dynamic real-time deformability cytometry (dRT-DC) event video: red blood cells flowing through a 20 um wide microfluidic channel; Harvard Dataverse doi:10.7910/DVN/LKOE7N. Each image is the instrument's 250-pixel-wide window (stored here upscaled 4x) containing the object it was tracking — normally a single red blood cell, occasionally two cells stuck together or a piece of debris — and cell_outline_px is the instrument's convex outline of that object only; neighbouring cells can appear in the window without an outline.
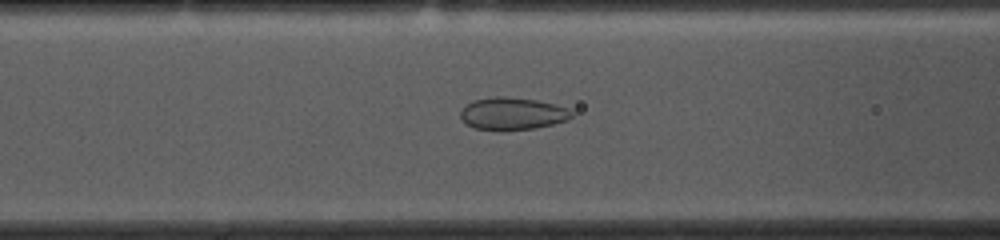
{"species": "common noctule bat (a hibernating species)", "species_latin": "Nyctalus noctula", "temperature_condition": "cold", "stored_images_in_passage": 54, "camera_frame_rate_fps": 3000, "um_per_image_px": 0.085, "animal": {"sex": "female", "body_mass_g": 10.0, "forearm_length_mm": 53.1}, "frame": {"image": 1, "passage_image": 20, "time_ms": 6.333, "image_size_px": [1000, 240], "cell_outline_px": [[572, 116], [568, 120], [536, 128], [500, 132], [476, 128], [468, 124], [460, 116], [460, 112], [472, 100], [496, 96], [500, 96], [536, 100], [572, 108]], "centroid_in_image_um": [43.59, 9.67], "position_along_channel_um": 123.0, "area_um2": 21.15}}
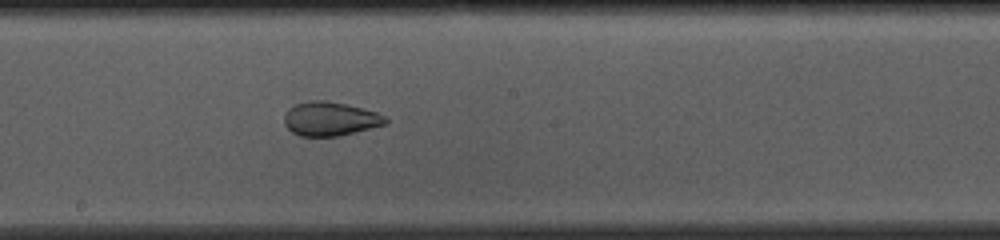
{"frame": {"image": 2, "passage_image": 28, "time_ms": 9.0, "image_size_px": [1000, 240], "cell_outline_px": [[388, 124], [340, 136], [300, 136], [292, 132], [284, 124], [284, 116], [288, 108], [296, 104], [312, 100], [324, 100], [348, 104], [376, 112], [388, 116]], "centroid_in_image_um": [28.1, 10.1], "position_along_channel_um": 220.1, "area_um2": 20.29}}
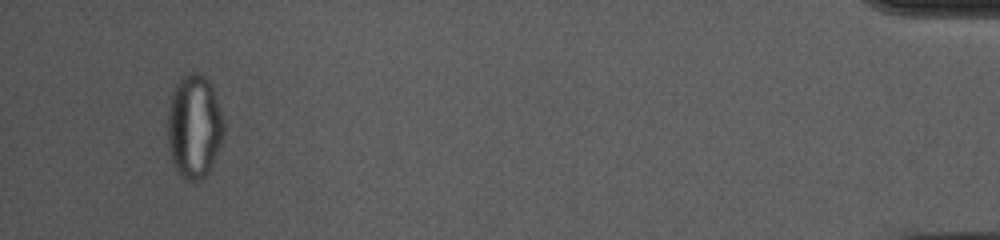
{"frame": {"image": 3, "passage_image": 51, "time_ms": 16.667, "image_size_px": [1000, 240], "cell_outline_px": [[224, 132], [220, 144], [212, 164], [208, 172], [200, 180], [192, 184], [184, 180], [180, 176], [172, 160], [168, 144], [168, 108], [176, 84], [184, 76], [192, 72], [196, 72], [204, 76], [208, 80], [212, 88], [224, 124]], "centroid_in_image_um": [16.49, 10.81], "position_along_channel_um": 418.7, "area_um2": 33.52}, "authors_computed_cell_mechanics": {"area_um2": 27.1371, "velocity_mm_per_s": 3.6473, "shape_relaxation_time_tau1_ms": null, "shape_relaxation_time_tau2_ms": 1.1565, "deformation_change_tau1": null, "deformation_change_tau2": 0.0546}}